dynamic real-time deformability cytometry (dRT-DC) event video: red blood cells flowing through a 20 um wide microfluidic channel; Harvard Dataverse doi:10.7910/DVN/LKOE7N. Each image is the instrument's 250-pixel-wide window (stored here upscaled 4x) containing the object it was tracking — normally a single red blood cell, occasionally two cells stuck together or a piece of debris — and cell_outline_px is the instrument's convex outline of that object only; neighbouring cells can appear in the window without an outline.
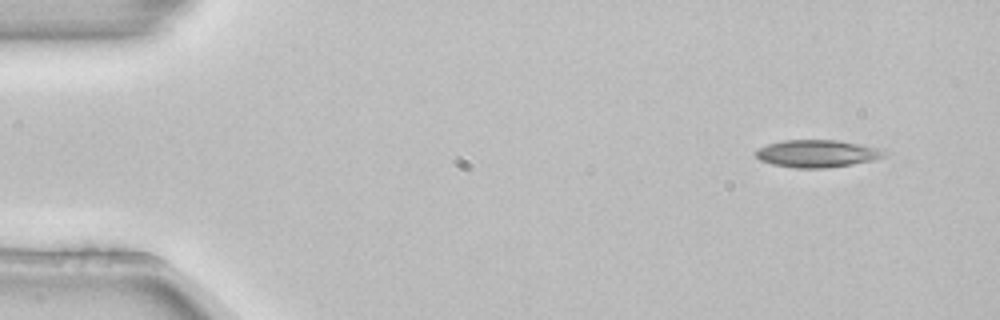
{"species": "common noctule bat (a hibernating species)", "species_latin": "Nyctalus noctula", "temperature_condition": "room temperature", "stored_images_in_passage": 3, "camera_frame_rate_fps": 3000, "um_per_image_px": 0.085, "animal": {"sex": "female", "body_mass_g": 22.7, "forearm_length_mm": 54.2}, "frame": {"image": 1, "passage_image": 1, "time_ms": 0.0, "image_size_px": [1000, 320], "cell_outline_px": [[888, 156], [876, 160], [852, 164], [824, 168], [796, 168], [772, 164], [760, 160], [752, 152], [768, 144], [784, 140], [836, 140], [876, 148], [888, 152]], "centroid_in_image_um": [69.45, 13.06], "position_along_channel_um": 15.5, "area_um2": 20.46}}
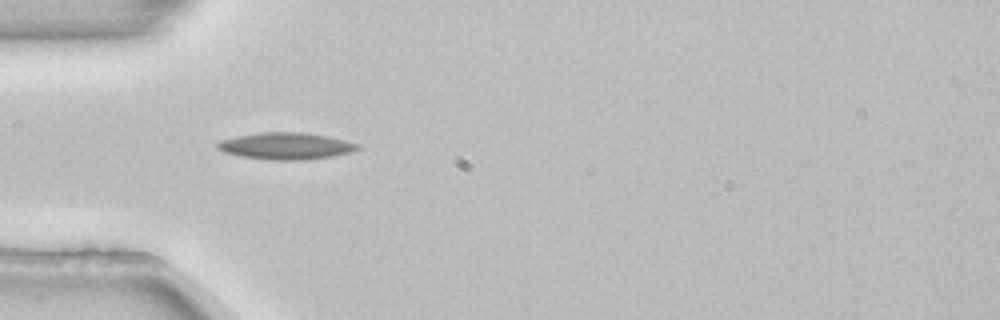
{"frame": {"image": 2, "passage_image": 3, "time_ms": 0.667, "image_size_px": [1000, 320], "cell_outline_px": [[360, 148], [352, 152], [332, 156], [304, 160], [268, 160], [240, 156], [224, 152], [216, 148], [216, 144], [220, 140], [236, 136], [260, 132], [304, 132], [328, 136], [360, 144]], "centroid_in_image_um": [24.29, 12.41], "position_along_channel_um": 60.7, "area_um2": 22.08}}